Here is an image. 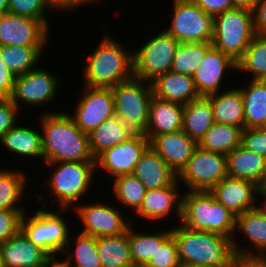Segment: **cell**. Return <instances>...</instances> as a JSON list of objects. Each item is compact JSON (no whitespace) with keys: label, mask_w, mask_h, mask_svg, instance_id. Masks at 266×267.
<instances>
[{"label":"cell","mask_w":266,"mask_h":267,"mask_svg":"<svg viewBox=\"0 0 266 267\" xmlns=\"http://www.w3.org/2000/svg\"><path fill=\"white\" fill-rule=\"evenodd\" d=\"M70 236L64 251L59 256L63 257L67 266L102 267L97 251L96 237L81 233H78V235L75 233L74 236L71 234ZM73 243L74 245H72Z\"/></svg>","instance_id":"cell-32"},{"label":"cell","mask_w":266,"mask_h":267,"mask_svg":"<svg viewBox=\"0 0 266 267\" xmlns=\"http://www.w3.org/2000/svg\"><path fill=\"white\" fill-rule=\"evenodd\" d=\"M192 3L199 6L204 12L215 17L226 10L233 9L231 0H190Z\"/></svg>","instance_id":"cell-46"},{"label":"cell","mask_w":266,"mask_h":267,"mask_svg":"<svg viewBox=\"0 0 266 267\" xmlns=\"http://www.w3.org/2000/svg\"><path fill=\"white\" fill-rule=\"evenodd\" d=\"M262 186L266 189V177H265L264 182L262 183Z\"/></svg>","instance_id":"cell-58"},{"label":"cell","mask_w":266,"mask_h":267,"mask_svg":"<svg viewBox=\"0 0 266 267\" xmlns=\"http://www.w3.org/2000/svg\"><path fill=\"white\" fill-rule=\"evenodd\" d=\"M206 97L210 100L215 123L244 129V105L239 86Z\"/></svg>","instance_id":"cell-27"},{"label":"cell","mask_w":266,"mask_h":267,"mask_svg":"<svg viewBox=\"0 0 266 267\" xmlns=\"http://www.w3.org/2000/svg\"><path fill=\"white\" fill-rule=\"evenodd\" d=\"M180 267H200V266L181 265Z\"/></svg>","instance_id":"cell-57"},{"label":"cell","mask_w":266,"mask_h":267,"mask_svg":"<svg viewBox=\"0 0 266 267\" xmlns=\"http://www.w3.org/2000/svg\"><path fill=\"white\" fill-rule=\"evenodd\" d=\"M97 251L102 267H133L128 242V229L117 236L97 238Z\"/></svg>","instance_id":"cell-33"},{"label":"cell","mask_w":266,"mask_h":267,"mask_svg":"<svg viewBox=\"0 0 266 267\" xmlns=\"http://www.w3.org/2000/svg\"><path fill=\"white\" fill-rule=\"evenodd\" d=\"M112 195L119 200L124 208H129L132 214L141 206L145 196L146 188L142 182L133 174L120 175L113 178Z\"/></svg>","instance_id":"cell-38"},{"label":"cell","mask_w":266,"mask_h":267,"mask_svg":"<svg viewBox=\"0 0 266 267\" xmlns=\"http://www.w3.org/2000/svg\"><path fill=\"white\" fill-rule=\"evenodd\" d=\"M82 91L71 116L78 128L89 135L105 120L115 115L114 98L111 88L83 85Z\"/></svg>","instance_id":"cell-14"},{"label":"cell","mask_w":266,"mask_h":267,"mask_svg":"<svg viewBox=\"0 0 266 267\" xmlns=\"http://www.w3.org/2000/svg\"><path fill=\"white\" fill-rule=\"evenodd\" d=\"M252 13L255 34L266 35V0H258Z\"/></svg>","instance_id":"cell-47"},{"label":"cell","mask_w":266,"mask_h":267,"mask_svg":"<svg viewBox=\"0 0 266 267\" xmlns=\"http://www.w3.org/2000/svg\"><path fill=\"white\" fill-rule=\"evenodd\" d=\"M171 227L181 265L231 267L235 258L232 241L217 233L196 231L180 223Z\"/></svg>","instance_id":"cell-2"},{"label":"cell","mask_w":266,"mask_h":267,"mask_svg":"<svg viewBox=\"0 0 266 267\" xmlns=\"http://www.w3.org/2000/svg\"><path fill=\"white\" fill-rule=\"evenodd\" d=\"M234 8H242L249 11L254 9V6L257 4L258 0H231Z\"/></svg>","instance_id":"cell-52"},{"label":"cell","mask_w":266,"mask_h":267,"mask_svg":"<svg viewBox=\"0 0 266 267\" xmlns=\"http://www.w3.org/2000/svg\"><path fill=\"white\" fill-rule=\"evenodd\" d=\"M247 83L239 87L244 105V129L263 128L266 123V80Z\"/></svg>","instance_id":"cell-29"},{"label":"cell","mask_w":266,"mask_h":267,"mask_svg":"<svg viewBox=\"0 0 266 267\" xmlns=\"http://www.w3.org/2000/svg\"><path fill=\"white\" fill-rule=\"evenodd\" d=\"M4 267H42L51 256L20 230L0 245Z\"/></svg>","instance_id":"cell-22"},{"label":"cell","mask_w":266,"mask_h":267,"mask_svg":"<svg viewBox=\"0 0 266 267\" xmlns=\"http://www.w3.org/2000/svg\"><path fill=\"white\" fill-rule=\"evenodd\" d=\"M93 203V204H92ZM89 204H77L73 207L76 211L79 222L82 224L81 234L104 237L117 236L127 231L132 220L125 218V212L117 206L109 205L105 202H93ZM124 213V214H123ZM125 218V219H124ZM128 219V220H127Z\"/></svg>","instance_id":"cell-13"},{"label":"cell","mask_w":266,"mask_h":267,"mask_svg":"<svg viewBox=\"0 0 266 267\" xmlns=\"http://www.w3.org/2000/svg\"><path fill=\"white\" fill-rule=\"evenodd\" d=\"M180 224L196 231L217 233L231 241L236 234V215L209 191L183 192Z\"/></svg>","instance_id":"cell-4"},{"label":"cell","mask_w":266,"mask_h":267,"mask_svg":"<svg viewBox=\"0 0 266 267\" xmlns=\"http://www.w3.org/2000/svg\"><path fill=\"white\" fill-rule=\"evenodd\" d=\"M52 2L61 12H72V10H75L77 7L79 8L83 5H99L102 0H52Z\"/></svg>","instance_id":"cell-49"},{"label":"cell","mask_w":266,"mask_h":267,"mask_svg":"<svg viewBox=\"0 0 266 267\" xmlns=\"http://www.w3.org/2000/svg\"><path fill=\"white\" fill-rule=\"evenodd\" d=\"M19 112V108L9 98H0V141L18 122V116L22 114Z\"/></svg>","instance_id":"cell-45"},{"label":"cell","mask_w":266,"mask_h":267,"mask_svg":"<svg viewBox=\"0 0 266 267\" xmlns=\"http://www.w3.org/2000/svg\"><path fill=\"white\" fill-rule=\"evenodd\" d=\"M258 196H259V198L261 197L260 198L261 200H263L265 198L264 202L263 201L259 202L261 205L260 204L258 205V200H257V199H259ZM255 197H257V198H255L254 209L266 218V189L262 185L257 186L256 192H255Z\"/></svg>","instance_id":"cell-51"},{"label":"cell","mask_w":266,"mask_h":267,"mask_svg":"<svg viewBox=\"0 0 266 267\" xmlns=\"http://www.w3.org/2000/svg\"><path fill=\"white\" fill-rule=\"evenodd\" d=\"M26 176L22 170L0 168V209H26L21 204L28 182Z\"/></svg>","instance_id":"cell-36"},{"label":"cell","mask_w":266,"mask_h":267,"mask_svg":"<svg viewBox=\"0 0 266 267\" xmlns=\"http://www.w3.org/2000/svg\"><path fill=\"white\" fill-rule=\"evenodd\" d=\"M227 176V155L197 146L178 181L187 191H210Z\"/></svg>","instance_id":"cell-11"},{"label":"cell","mask_w":266,"mask_h":267,"mask_svg":"<svg viewBox=\"0 0 266 267\" xmlns=\"http://www.w3.org/2000/svg\"><path fill=\"white\" fill-rule=\"evenodd\" d=\"M150 146L161 159L177 174L188 164L198 144L183 130L156 136Z\"/></svg>","instance_id":"cell-20"},{"label":"cell","mask_w":266,"mask_h":267,"mask_svg":"<svg viewBox=\"0 0 266 267\" xmlns=\"http://www.w3.org/2000/svg\"><path fill=\"white\" fill-rule=\"evenodd\" d=\"M133 134L134 132L116 115L108 118L88 135L93 157L96 159L102 152L122 143Z\"/></svg>","instance_id":"cell-31"},{"label":"cell","mask_w":266,"mask_h":267,"mask_svg":"<svg viewBox=\"0 0 266 267\" xmlns=\"http://www.w3.org/2000/svg\"><path fill=\"white\" fill-rule=\"evenodd\" d=\"M50 29L40 20L5 13L0 15V45L46 46Z\"/></svg>","instance_id":"cell-16"},{"label":"cell","mask_w":266,"mask_h":267,"mask_svg":"<svg viewBox=\"0 0 266 267\" xmlns=\"http://www.w3.org/2000/svg\"><path fill=\"white\" fill-rule=\"evenodd\" d=\"M227 175L260 186L266 177V158L240 145L227 154Z\"/></svg>","instance_id":"cell-26"},{"label":"cell","mask_w":266,"mask_h":267,"mask_svg":"<svg viewBox=\"0 0 266 267\" xmlns=\"http://www.w3.org/2000/svg\"><path fill=\"white\" fill-rule=\"evenodd\" d=\"M179 184L177 179L172 185L164 188L146 190L140 208L134 213L137 215L135 217L139 216L145 220L152 222L157 220L156 222H158L164 218L169 219L171 214V216H176L174 218H178L176 223H180L182 207V191L180 189L182 187Z\"/></svg>","instance_id":"cell-18"},{"label":"cell","mask_w":266,"mask_h":267,"mask_svg":"<svg viewBox=\"0 0 266 267\" xmlns=\"http://www.w3.org/2000/svg\"><path fill=\"white\" fill-rule=\"evenodd\" d=\"M168 228V229H167ZM156 232V252L146 267H180L176 241L171 234V227Z\"/></svg>","instance_id":"cell-41"},{"label":"cell","mask_w":266,"mask_h":267,"mask_svg":"<svg viewBox=\"0 0 266 267\" xmlns=\"http://www.w3.org/2000/svg\"><path fill=\"white\" fill-rule=\"evenodd\" d=\"M215 123L210 100L205 96L184 105L182 130L197 144Z\"/></svg>","instance_id":"cell-30"},{"label":"cell","mask_w":266,"mask_h":267,"mask_svg":"<svg viewBox=\"0 0 266 267\" xmlns=\"http://www.w3.org/2000/svg\"><path fill=\"white\" fill-rule=\"evenodd\" d=\"M8 13V0H0V15Z\"/></svg>","instance_id":"cell-54"},{"label":"cell","mask_w":266,"mask_h":267,"mask_svg":"<svg viewBox=\"0 0 266 267\" xmlns=\"http://www.w3.org/2000/svg\"><path fill=\"white\" fill-rule=\"evenodd\" d=\"M39 121L43 162H95L88 134L81 131L70 113L44 111Z\"/></svg>","instance_id":"cell-1"},{"label":"cell","mask_w":266,"mask_h":267,"mask_svg":"<svg viewBox=\"0 0 266 267\" xmlns=\"http://www.w3.org/2000/svg\"><path fill=\"white\" fill-rule=\"evenodd\" d=\"M45 164L53 168V170L50 176L45 179L46 183H43V186L46 184L45 188H50L51 191L47 192L46 195L50 194L53 199L52 205L57 203L60 209L70 208L69 210H71V208L73 209L71 205L77 206V203L80 202L79 200L88 195L87 192L91 190L92 182L95 181L97 176L95 175L97 173L95 162H56Z\"/></svg>","instance_id":"cell-6"},{"label":"cell","mask_w":266,"mask_h":267,"mask_svg":"<svg viewBox=\"0 0 266 267\" xmlns=\"http://www.w3.org/2000/svg\"><path fill=\"white\" fill-rule=\"evenodd\" d=\"M228 70L237 73L236 62L213 46L206 52L199 67L193 75L199 96H209L223 90L221 85ZM224 78V79H223Z\"/></svg>","instance_id":"cell-17"},{"label":"cell","mask_w":266,"mask_h":267,"mask_svg":"<svg viewBox=\"0 0 266 267\" xmlns=\"http://www.w3.org/2000/svg\"><path fill=\"white\" fill-rule=\"evenodd\" d=\"M61 257H51L42 267H67Z\"/></svg>","instance_id":"cell-53"},{"label":"cell","mask_w":266,"mask_h":267,"mask_svg":"<svg viewBox=\"0 0 266 267\" xmlns=\"http://www.w3.org/2000/svg\"><path fill=\"white\" fill-rule=\"evenodd\" d=\"M231 267H266V257L235 256Z\"/></svg>","instance_id":"cell-50"},{"label":"cell","mask_w":266,"mask_h":267,"mask_svg":"<svg viewBox=\"0 0 266 267\" xmlns=\"http://www.w3.org/2000/svg\"><path fill=\"white\" fill-rule=\"evenodd\" d=\"M211 47V42L180 43L170 71L193 77L201 60Z\"/></svg>","instance_id":"cell-39"},{"label":"cell","mask_w":266,"mask_h":267,"mask_svg":"<svg viewBox=\"0 0 266 267\" xmlns=\"http://www.w3.org/2000/svg\"><path fill=\"white\" fill-rule=\"evenodd\" d=\"M150 145L144 133H134L127 140L102 152L96 159V171L99 168L108 176L132 174L140 156Z\"/></svg>","instance_id":"cell-15"},{"label":"cell","mask_w":266,"mask_h":267,"mask_svg":"<svg viewBox=\"0 0 266 267\" xmlns=\"http://www.w3.org/2000/svg\"><path fill=\"white\" fill-rule=\"evenodd\" d=\"M50 10L60 12L52 0H8V13L40 20L47 28Z\"/></svg>","instance_id":"cell-42"},{"label":"cell","mask_w":266,"mask_h":267,"mask_svg":"<svg viewBox=\"0 0 266 267\" xmlns=\"http://www.w3.org/2000/svg\"><path fill=\"white\" fill-rule=\"evenodd\" d=\"M236 64V71L251 73L249 80H266V35H255Z\"/></svg>","instance_id":"cell-37"},{"label":"cell","mask_w":266,"mask_h":267,"mask_svg":"<svg viewBox=\"0 0 266 267\" xmlns=\"http://www.w3.org/2000/svg\"><path fill=\"white\" fill-rule=\"evenodd\" d=\"M35 196L41 203V208L34 211L32 216H28L27 211L23 214L21 231L34 245L45 250L51 257H57L64 251L71 234V227L62 216L68 209L58 208L57 211H51L49 207H54L49 206L48 200H43L44 195L36 193Z\"/></svg>","instance_id":"cell-5"},{"label":"cell","mask_w":266,"mask_h":267,"mask_svg":"<svg viewBox=\"0 0 266 267\" xmlns=\"http://www.w3.org/2000/svg\"><path fill=\"white\" fill-rule=\"evenodd\" d=\"M111 90L115 115L134 133H145L153 97L151 83L132 77L111 87Z\"/></svg>","instance_id":"cell-8"},{"label":"cell","mask_w":266,"mask_h":267,"mask_svg":"<svg viewBox=\"0 0 266 267\" xmlns=\"http://www.w3.org/2000/svg\"><path fill=\"white\" fill-rule=\"evenodd\" d=\"M257 185L249 180L226 176L209 192L236 216L253 210Z\"/></svg>","instance_id":"cell-21"},{"label":"cell","mask_w":266,"mask_h":267,"mask_svg":"<svg viewBox=\"0 0 266 267\" xmlns=\"http://www.w3.org/2000/svg\"><path fill=\"white\" fill-rule=\"evenodd\" d=\"M134 216V214L133 217L130 216L132 223L128 227L130 254L134 266H144L156 252V231L152 234L135 230Z\"/></svg>","instance_id":"cell-40"},{"label":"cell","mask_w":266,"mask_h":267,"mask_svg":"<svg viewBox=\"0 0 266 267\" xmlns=\"http://www.w3.org/2000/svg\"><path fill=\"white\" fill-rule=\"evenodd\" d=\"M146 41L140 48L132 50L133 77L151 83L171 70L180 42L165 30Z\"/></svg>","instance_id":"cell-9"},{"label":"cell","mask_w":266,"mask_h":267,"mask_svg":"<svg viewBox=\"0 0 266 267\" xmlns=\"http://www.w3.org/2000/svg\"><path fill=\"white\" fill-rule=\"evenodd\" d=\"M26 209H0V245L21 230V219Z\"/></svg>","instance_id":"cell-43"},{"label":"cell","mask_w":266,"mask_h":267,"mask_svg":"<svg viewBox=\"0 0 266 267\" xmlns=\"http://www.w3.org/2000/svg\"><path fill=\"white\" fill-rule=\"evenodd\" d=\"M252 11L233 8L214 17L212 46L237 62L255 36Z\"/></svg>","instance_id":"cell-7"},{"label":"cell","mask_w":266,"mask_h":267,"mask_svg":"<svg viewBox=\"0 0 266 267\" xmlns=\"http://www.w3.org/2000/svg\"><path fill=\"white\" fill-rule=\"evenodd\" d=\"M132 174L142 182L146 190L164 188L178 179V175L150 145L140 156Z\"/></svg>","instance_id":"cell-24"},{"label":"cell","mask_w":266,"mask_h":267,"mask_svg":"<svg viewBox=\"0 0 266 267\" xmlns=\"http://www.w3.org/2000/svg\"><path fill=\"white\" fill-rule=\"evenodd\" d=\"M15 76L5 64H0V98H9L14 88Z\"/></svg>","instance_id":"cell-48"},{"label":"cell","mask_w":266,"mask_h":267,"mask_svg":"<svg viewBox=\"0 0 266 267\" xmlns=\"http://www.w3.org/2000/svg\"><path fill=\"white\" fill-rule=\"evenodd\" d=\"M0 267H4L3 260H2V257H1V252H0Z\"/></svg>","instance_id":"cell-56"},{"label":"cell","mask_w":266,"mask_h":267,"mask_svg":"<svg viewBox=\"0 0 266 267\" xmlns=\"http://www.w3.org/2000/svg\"><path fill=\"white\" fill-rule=\"evenodd\" d=\"M171 15L164 30L180 43L212 41L214 17L190 0H173Z\"/></svg>","instance_id":"cell-10"},{"label":"cell","mask_w":266,"mask_h":267,"mask_svg":"<svg viewBox=\"0 0 266 267\" xmlns=\"http://www.w3.org/2000/svg\"><path fill=\"white\" fill-rule=\"evenodd\" d=\"M45 46H3L2 60L16 77L36 69L41 63L42 54L44 55Z\"/></svg>","instance_id":"cell-34"},{"label":"cell","mask_w":266,"mask_h":267,"mask_svg":"<svg viewBox=\"0 0 266 267\" xmlns=\"http://www.w3.org/2000/svg\"><path fill=\"white\" fill-rule=\"evenodd\" d=\"M16 123L2 138L0 143L6 150L19 157L41 159L43 161L42 134L37 129ZM24 156V157H23Z\"/></svg>","instance_id":"cell-28"},{"label":"cell","mask_w":266,"mask_h":267,"mask_svg":"<svg viewBox=\"0 0 266 267\" xmlns=\"http://www.w3.org/2000/svg\"><path fill=\"white\" fill-rule=\"evenodd\" d=\"M235 232L243 233L242 242L247 241L250 244L246 248L240 246L236 234L232 240L235 256L266 257V218L264 216L255 209L237 215Z\"/></svg>","instance_id":"cell-19"},{"label":"cell","mask_w":266,"mask_h":267,"mask_svg":"<svg viewBox=\"0 0 266 267\" xmlns=\"http://www.w3.org/2000/svg\"><path fill=\"white\" fill-rule=\"evenodd\" d=\"M184 105L155 96L149 104L147 128L144 133L151 142L156 136L182 130Z\"/></svg>","instance_id":"cell-23"},{"label":"cell","mask_w":266,"mask_h":267,"mask_svg":"<svg viewBox=\"0 0 266 267\" xmlns=\"http://www.w3.org/2000/svg\"><path fill=\"white\" fill-rule=\"evenodd\" d=\"M105 34L83 64L84 85L111 88L133 77L132 50Z\"/></svg>","instance_id":"cell-3"},{"label":"cell","mask_w":266,"mask_h":267,"mask_svg":"<svg viewBox=\"0 0 266 267\" xmlns=\"http://www.w3.org/2000/svg\"><path fill=\"white\" fill-rule=\"evenodd\" d=\"M2 47H3V46L0 45V64H5V63L3 62V60H2V56H1V55H2Z\"/></svg>","instance_id":"cell-55"},{"label":"cell","mask_w":266,"mask_h":267,"mask_svg":"<svg viewBox=\"0 0 266 267\" xmlns=\"http://www.w3.org/2000/svg\"><path fill=\"white\" fill-rule=\"evenodd\" d=\"M46 67L38 66L25 74L15 77L14 88L9 99L20 109L22 102L33 107L45 106L54 102L61 80ZM21 102V103H20ZM49 103V104H48Z\"/></svg>","instance_id":"cell-12"},{"label":"cell","mask_w":266,"mask_h":267,"mask_svg":"<svg viewBox=\"0 0 266 267\" xmlns=\"http://www.w3.org/2000/svg\"><path fill=\"white\" fill-rule=\"evenodd\" d=\"M242 128L222 123H214L198 143L204 150L227 155L241 145Z\"/></svg>","instance_id":"cell-35"},{"label":"cell","mask_w":266,"mask_h":267,"mask_svg":"<svg viewBox=\"0 0 266 267\" xmlns=\"http://www.w3.org/2000/svg\"><path fill=\"white\" fill-rule=\"evenodd\" d=\"M241 145L247 150L260 154L266 158V129H243Z\"/></svg>","instance_id":"cell-44"},{"label":"cell","mask_w":266,"mask_h":267,"mask_svg":"<svg viewBox=\"0 0 266 267\" xmlns=\"http://www.w3.org/2000/svg\"><path fill=\"white\" fill-rule=\"evenodd\" d=\"M153 96L156 98L187 104L199 98L193 77L182 75L173 71L158 76L151 82Z\"/></svg>","instance_id":"cell-25"}]
</instances>
